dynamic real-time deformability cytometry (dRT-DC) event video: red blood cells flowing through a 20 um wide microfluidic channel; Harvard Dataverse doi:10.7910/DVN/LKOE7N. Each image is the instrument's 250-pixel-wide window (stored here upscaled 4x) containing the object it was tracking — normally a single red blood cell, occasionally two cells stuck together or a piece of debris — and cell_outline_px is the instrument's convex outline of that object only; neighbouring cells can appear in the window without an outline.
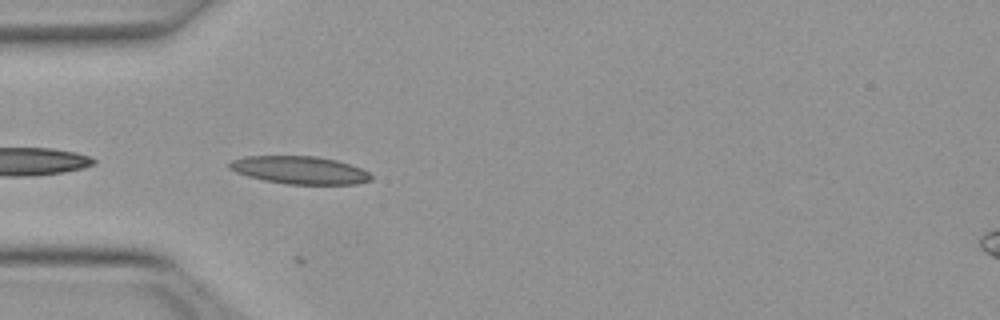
{"species": "Egyptian fruit bat (a non-hibernating species)", "species_latin": "Rousettus aegyptiacus", "temperature_condition": "warm", "stored_images_in_passage": 6, "camera_frame_rate_fps": 3000, "um_per_image_px": 0.085, "animal": {"sex": "female"}, "frame": {"image": 1, "passage_image": 2, "time_ms": 0.333, "image_size_px": [1000, 320], "cell_outline_px": [[372, 180], [356, 184], [284, 184], [264, 180], [248, 176], [236, 172], [228, 168], [228, 164], [232, 160], [244, 156], [316, 156], [336, 160], [360, 168], [368, 172], [372, 176]], "centroid_in_image_um": [25.45, 14.46], "position_along_channel_um": 59.5, "area_um2": 22.89}}
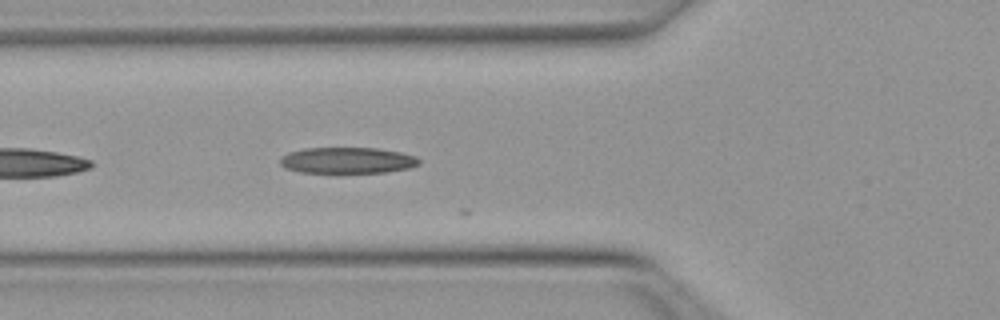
{"frame": {"image": 2, "passage_image": 5, "time_ms": 1.333, "image_size_px": [1000, 320], "cell_outline_px": [[420, 164], [408, 168], [388, 172], [300, 172], [284, 168], [280, 164], [280, 160], [288, 152], [304, 148], [376, 148], [400, 152], [416, 156], [420, 160]], "centroid_in_image_um": [29.53, 13.62], "position_along_channel_um": 96.3, "area_um2": 21.04}}